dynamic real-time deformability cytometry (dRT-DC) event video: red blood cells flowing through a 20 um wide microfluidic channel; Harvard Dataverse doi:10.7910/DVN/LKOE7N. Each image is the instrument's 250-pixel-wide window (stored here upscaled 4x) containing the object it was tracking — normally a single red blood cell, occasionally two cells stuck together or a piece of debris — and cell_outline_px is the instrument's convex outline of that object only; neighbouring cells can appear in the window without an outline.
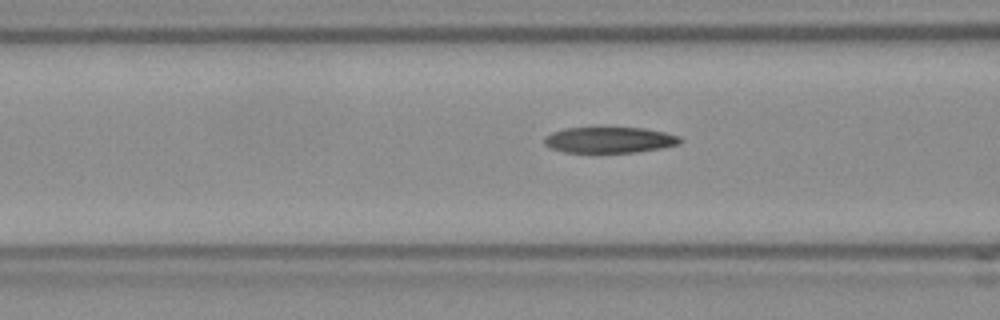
{"species": "Egyptian fruit bat (a non-hibernating species)", "species_latin": "Rousettus aegyptiacus", "temperature_condition": "room temperature", "stored_images_in_passage": 24, "camera_frame_rate_fps": 3000, "um_per_image_px": 0.085, "frame": {"image": 1, "passage_image": 16, "time_ms": 5.0, "image_size_px": [1000, 320], "cell_outline_px": [[684, 140], [680, 144], [664, 148], [636, 152], [564, 152], [552, 148], [544, 144], [544, 136], [552, 132], [564, 128], [644, 128], [664, 132], [680, 136]], "centroid_in_image_um": [51.84, 11.89], "position_along_channel_um": 114.8, "area_um2": 20.58}}